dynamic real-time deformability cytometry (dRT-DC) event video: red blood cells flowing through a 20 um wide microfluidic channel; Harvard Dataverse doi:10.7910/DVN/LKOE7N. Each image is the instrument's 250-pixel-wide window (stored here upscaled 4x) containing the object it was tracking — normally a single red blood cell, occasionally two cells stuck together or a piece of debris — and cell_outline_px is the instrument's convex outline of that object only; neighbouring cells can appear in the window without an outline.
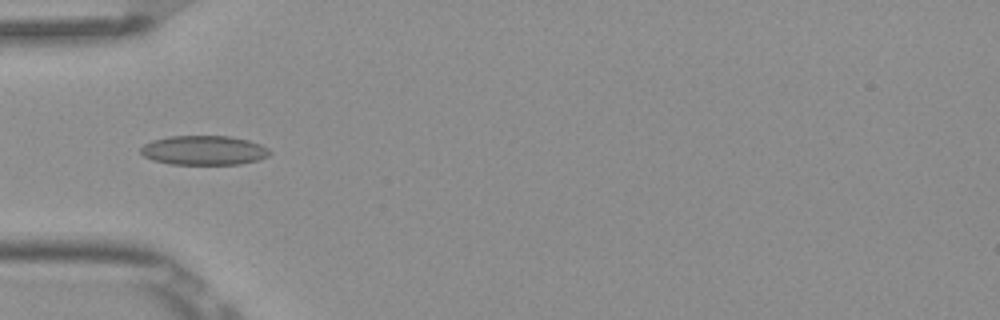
{"species": "Egyptian fruit bat (a non-hibernating species)", "species_latin": "Rousettus aegyptiacus", "temperature_condition": "room temperature", "stored_images_in_passage": 6, "camera_frame_rate_fps": 3000, "um_per_image_px": 0.085, "frame": {"image": 1, "passage_image": 4, "time_ms": 1.0, "image_size_px": [1000, 320], "cell_outline_px": [[272, 152], [268, 156], [260, 160], [240, 164], [168, 164], [144, 156], [140, 152], [140, 148], [144, 144], [152, 140], [172, 136], [228, 136], [248, 140], [260, 144], [268, 148]], "centroid_in_image_um": [17.36, 12.78], "position_along_channel_um": 67.6, "area_um2": 22.08}}
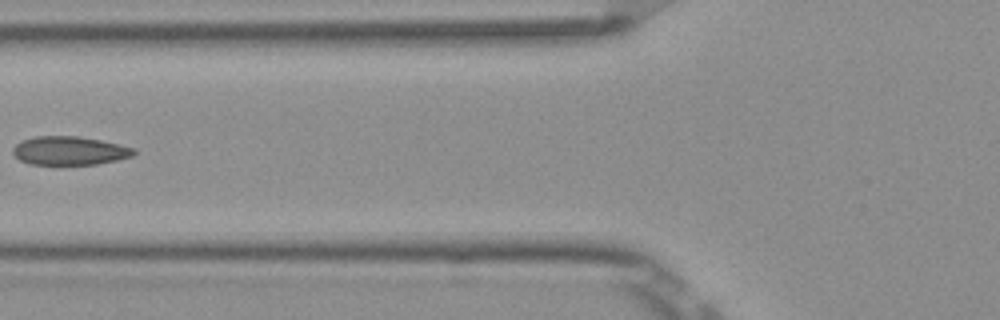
{"frame": {"image": 2, "passage_image": 5, "time_ms": 1.333, "image_size_px": [1000, 320], "cell_outline_px": [[136, 152], [132, 156], [116, 160], [96, 164], [28, 164], [20, 160], [12, 152], [12, 148], [20, 140], [36, 136], [76, 136], [100, 140], [120, 144], [136, 148]], "centroid_in_image_um": [5.9, 12.8], "position_along_channel_um": 119.9, "area_um2": 20.17}}
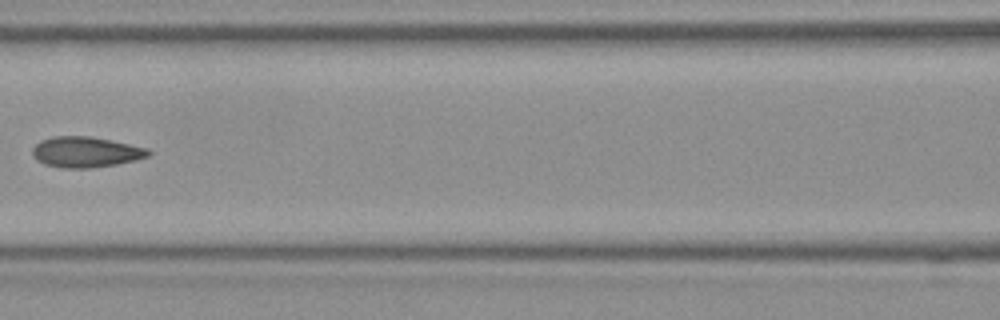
{"frame": {"image": 3, "passage_image": 6, "time_ms": 1.667, "image_size_px": [1000, 320], "cell_outline_px": [[152, 152], [148, 156], [136, 160], [116, 164], [88, 168], [64, 168], [44, 164], [36, 160], [32, 152], [32, 148], [40, 140], [52, 136], [92, 136], [112, 140], [148, 148]], "centroid_in_image_um": [7.28, 12.91], "position_along_channel_um": 159.3, "area_um2": 20.81}}